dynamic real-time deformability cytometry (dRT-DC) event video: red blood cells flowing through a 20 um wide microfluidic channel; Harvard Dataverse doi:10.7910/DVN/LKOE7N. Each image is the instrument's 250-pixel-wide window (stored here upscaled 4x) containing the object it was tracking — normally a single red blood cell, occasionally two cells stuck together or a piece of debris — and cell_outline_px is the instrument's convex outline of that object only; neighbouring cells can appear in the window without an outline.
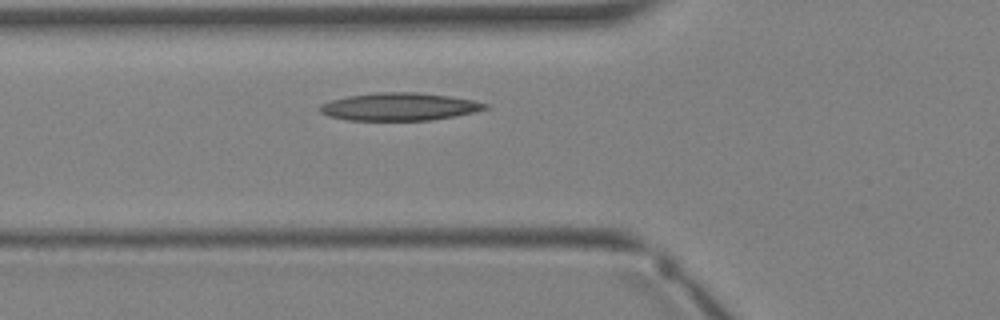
{"species": "Egyptian fruit bat (a non-hibernating species)", "species_latin": "Rousettus aegyptiacus", "temperature_condition": "warm", "stored_images_in_passage": 2, "camera_frame_rate_fps": 3000, "um_per_image_px": 0.085, "animal": {"sex": "female"}, "frame": {"image": 1, "passage_image": 2, "time_ms": 1.0, "image_size_px": [1000, 320], "cell_outline_px": [[488, 108], [472, 112], [432, 120], [348, 120], [328, 116], [320, 112], [320, 104], [332, 100], [348, 96], [376, 92], [416, 92], [448, 96], [472, 100], [488, 104]], "centroid_in_image_um": [33.9, 9.06], "position_along_channel_um": 91.9, "area_um2": 26.41}}